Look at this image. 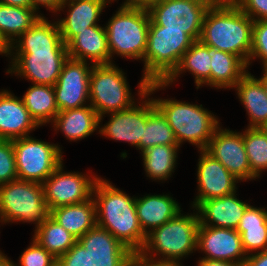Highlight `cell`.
I'll use <instances>...</instances> for the list:
<instances>
[{"label":"cell","instance_id":"ee69618b","mask_svg":"<svg viewBox=\"0 0 267 266\" xmlns=\"http://www.w3.org/2000/svg\"><path fill=\"white\" fill-rule=\"evenodd\" d=\"M243 266H267V251L251 253L245 259Z\"/></svg>","mask_w":267,"mask_h":266},{"label":"cell","instance_id":"d6986e66","mask_svg":"<svg viewBox=\"0 0 267 266\" xmlns=\"http://www.w3.org/2000/svg\"><path fill=\"white\" fill-rule=\"evenodd\" d=\"M110 2V0L64 1L59 12L68 4L67 17L57 21L62 41L67 45L80 32L91 26L99 25L97 24L99 17Z\"/></svg>","mask_w":267,"mask_h":266},{"label":"cell","instance_id":"bcb514c9","mask_svg":"<svg viewBox=\"0 0 267 266\" xmlns=\"http://www.w3.org/2000/svg\"><path fill=\"white\" fill-rule=\"evenodd\" d=\"M199 260L197 263V266H238L235 263L232 262H226V261H219V260H210V259H202Z\"/></svg>","mask_w":267,"mask_h":266},{"label":"cell","instance_id":"e0dca14e","mask_svg":"<svg viewBox=\"0 0 267 266\" xmlns=\"http://www.w3.org/2000/svg\"><path fill=\"white\" fill-rule=\"evenodd\" d=\"M197 165L198 195L193 201L195 209L211 198H219L237 192L238 179L206 150H200Z\"/></svg>","mask_w":267,"mask_h":266},{"label":"cell","instance_id":"6da1fadb","mask_svg":"<svg viewBox=\"0 0 267 266\" xmlns=\"http://www.w3.org/2000/svg\"><path fill=\"white\" fill-rule=\"evenodd\" d=\"M92 197L96 206L97 226L108 230L132 252H139L146 235L139 224L136 197H130L100 177L95 182Z\"/></svg>","mask_w":267,"mask_h":266},{"label":"cell","instance_id":"ab89813d","mask_svg":"<svg viewBox=\"0 0 267 266\" xmlns=\"http://www.w3.org/2000/svg\"><path fill=\"white\" fill-rule=\"evenodd\" d=\"M56 266H91L89 253L77 241L64 255L57 258Z\"/></svg>","mask_w":267,"mask_h":266},{"label":"cell","instance_id":"5bb4252c","mask_svg":"<svg viewBox=\"0 0 267 266\" xmlns=\"http://www.w3.org/2000/svg\"><path fill=\"white\" fill-rule=\"evenodd\" d=\"M68 58L53 86L59 111L84 107L89 101V80L93 65ZM88 100V101H87ZM86 103V104H85Z\"/></svg>","mask_w":267,"mask_h":266},{"label":"cell","instance_id":"f6af8a7d","mask_svg":"<svg viewBox=\"0 0 267 266\" xmlns=\"http://www.w3.org/2000/svg\"><path fill=\"white\" fill-rule=\"evenodd\" d=\"M160 0H126L123 5L129 7L149 9L152 5L156 4Z\"/></svg>","mask_w":267,"mask_h":266},{"label":"cell","instance_id":"277c9868","mask_svg":"<svg viewBox=\"0 0 267 266\" xmlns=\"http://www.w3.org/2000/svg\"><path fill=\"white\" fill-rule=\"evenodd\" d=\"M194 42L183 30L150 25L142 78L148 83L164 82L178 67L183 54Z\"/></svg>","mask_w":267,"mask_h":266},{"label":"cell","instance_id":"30bf717a","mask_svg":"<svg viewBox=\"0 0 267 266\" xmlns=\"http://www.w3.org/2000/svg\"><path fill=\"white\" fill-rule=\"evenodd\" d=\"M18 179L42 184L63 162L62 149L32 136L13 140Z\"/></svg>","mask_w":267,"mask_h":266},{"label":"cell","instance_id":"7dc6e473","mask_svg":"<svg viewBox=\"0 0 267 266\" xmlns=\"http://www.w3.org/2000/svg\"><path fill=\"white\" fill-rule=\"evenodd\" d=\"M0 3L7 4L10 6L33 8L31 4V0H0Z\"/></svg>","mask_w":267,"mask_h":266},{"label":"cell","instance_id":"816d5d0a","mask_svg":"<svg viewBox=\"0 0 267 266\" xmlns=\"http://www.w3.org/2000/svg\"><path fill=\"white\" fill-rule=\"evenodd\" d=\"M260 128L267 134V121Z\"/></svg>","mask_w":267,"mask_h":266},{"label":"cell","instance_id":"4316f807","mask_svg":"<svg viewBox=\"0 0 267 266\" xmlns=\"http://www.w3.org/2000/svg\"><path fill=\"white\" fill-rule=\"evenodd\" d=\"M50 216L77 240L97 225L93 197L85 202L55 208L50 211Z\"/></svg>","mask_w":267,"mask_h":266},{"label":"cell","instance_id":"52a82bcc","mask_svg":"<svg viewBox=\"0 0 267 266\" xmlns=\"http://www.w3.org/2000/svg\"><path fill=\"white\" fill-rule=\"evenodd\" d=\"M43 184L15 179L0 185V222L34 223L36 227L47 219Z\"/></svg>","mask_w":267,"mask_h":266},{"label":"cell","instance_id":"9c48e42d","mask_svg":"<svg viewBox=\"0 0 267 266\" xmlns=\"http://www.w3.org/2000/svg\"><path fill=\"white\" fill-rule=\"evenodd\" d=\"M138 95L142 102L135 103L128 109L109 113L110 120L103 127L99 126V134L112 140L125 141L140 150V139L143 138L147 118L149 117V107L154 103L149 95L157 89L166 88L164 82L148 83L144 78L138 85ZM145 100V101H144ZM141 103V104H140ZM140 104V105H139Z\"/></svg>","mask_w":267,"mask_h":266},{"label":"cell","instance_id":"d590c367","mask_svg":"<svg viewBox=\"0 0 267 266\" xmlns=\"http://www.w3.org/2000/svg\"><path fill=\"white\" fill-rule=\"evenodd\" d=\"M243 141L252 174L259 178L267 169V134L261 128L247 127Z\"/></svg>","mask_w":267,"mask_h":266},{"label":"cell","instance_id":"3957f363","mask_svg":"<svg viewBox=\"0 0 267 266\" xmlns=\"http://www.w3.org/2000/svg\"><path fill=\"white\" fill-rule=\"evenodd\" d=\"M199 225L198 212L186 215L179 212L167 223L147 234L143 248L139 252L149 259L180 265L179 261L182 258L197 250ZM157 255L163 258L156 259Z\"/></svg>","mask_w":267,"mask_h":266},{"label":"cell","instance_id":"9a60e30c","mask_svg":"<svg viewBox=\"0 0 267 266\" xmlns=\"http://www.w3.org/2000/svg\"><path fill=\"white\" fill-rule=\"evenodd\" d=\"M206 151L239 181L256 179L248 162L242 132L222 129L219 126L210 139Z\"/></svg>","mask_w":267,"mask_h":266},{"label":"cell","instance_id":"2e32d148","mask_svg":"<svg viewBox=\"0 0 267 266\" xmlns=\"http://www.w3.org/2000/svg\"><path fill=\"white\" fill-rule=\"evenodd\" d=\"M203 251L202 259L232 262L243 266L247 254L241 236L234 229L199 225L197 232V251Z\"/></svg>","mask_w":267,"mask_h":266},{"label":"cell","instance_id":"44dd1931","mask_svg":"<svg viewBox=\"0 0 267 266\" xmlns=\"http://www.w3.org/2000/svg\"><path fill=\"white\" fill-rule=\"evenodd\" d=\"M236 192L203 201L198 211L200 225L236 230L250 204L239 200Z\"/></svg>","mask_w":267,"mask_h":266},{"label":"cell","instance_id":"f546056e","mask_svg":"<svg viewBox=\"0 0 267 266\" xmlns=\"http://www.w3.org/2000/svg\"><path fill=\"white\" fill-rule=\"evenodd\" d=\"M211 56L208 54V45L200 40L195 41L192 46L183 54L178 67L164 81L166 86L171 85L186 70L194 75L197 89L206 84L211 87ZM179 75V76H178ZM176 78V79H175Z\"/></svg>","mask_w":267,"mask_h":266},{"label":"cell","instance_id":"5b68a950","mask_svg":"<svg viewBox=\"0 0 267 266\" xmlns=\"http://www.w3.org/2000/svg\"><path fill=\"white\" fill-rule=\"evenodd\" d=\"M173 130L178 145L188 141L199 150H206L215 130L220 126L219 120L202 104H190L173 99H154Z\"/></svg>","mask_w":267,"mask_h":266},{"label":"cell","instance_id":"74e56055","mask_svg":"<svg viewBox=\"0 0 267 266\" xmlns=\"http://www.w3.org/2000/svg\"><path fill=\"white\" fill-rule=\"evenodd\" d=\"M260 59L264 68H267V19L254 21L252 34V48L250 51L247 68L250 61Z\"/></svg>","mask_w":267,"mask_h":266},{"label":"cell","instance_id":"f907efd6","mask_svg":"<svg viewBox=\"0 0 267 266\" xmlns=\"http://www.w3.org/2000/svg\"><path fill=\"white\" fill-rule=\"evenodd\" d=\"M265 90V93L267 94V68L263 67V76L258 79Z\"/></svg>","mask_w":267,"mask_h":266},{"label":"cell","instance_id":"b9f144b4","mask_svg":"<svg viewBox=\"0 0 267 266\" xmlns=\"http://www.w3.org/2000/svg\"><path fill=\"white\" fill-rule=\"evenodd\" d=\"M125 266H183V265L149 259L144 255H142L140 252H133L128 258Z\"/></svg>","mask_w":267,"mask_h":266},{"label":"cell","instance_id":"f35d334b","mask_svg":"<svg viewBox=\"0 0 267 266\" xmlns=\"http://www.w3.org/2000/svg\"><path fill=\"white\" fill-rule=\"evenodd\" d=\"M17 178L13 140H0V185Z\"/></svg>","mask_w":267,"mask_h":266},{"label":"cell","instance_id":"ba28073f","mask_svg":"<svg viewBox=\"0 0 267 266\" xmlns=\"http://www.w3.org/2000/svg\"><path fill=\"white\" fill-rule=\"evenodd\" d=\"M124 72L114 63L93 65L89 80V101L99 116L130 108L134 103Z\"/></svg>","mask_w":267,"mask_h":266},{"label":"cell","instance_id":"d4e9b609","mask_svg":"<svg viewBox=\"0 0 267 266\" xmlns=\"http://www.w3.org/2000/svg\"><path fill=\"white\" fill-rule=\"evenodd\" d=\"M14 41L10 45V50L67 49L62 41L58 23L49 22L42 14Z\"/></svg>","mask_w":267,"mask_h":266},{"label":"cell","instance_id":"4fadbf2b","mask_svg":"<svg viewBox=\"0 0 267 266\" xmlns=\"http://www.w3.org/2000/svg\"><path fill=\"white\" fill-rule=\"evenodd\" d=\"M79 172H63V163L42 183L49 212L61 206L85 202L92 197L99 177ZM92 178V179H91Z\"/></svg>","mask_w":267,"mask_h":266},{"label":"cell","instance_id":"8fae6325","mask_svg":"<svg viewBox=\"0 0 267 266\" xmlns=\"http://www.w3.org/2000/svg\"><path fill=\"white\" fill-rule=\"evenodd\" d=\"M216 0H160L149 9L150 25L183 30L199 41L206 12Z\"/></svg>","mask_w":267,"mask_h":266},{"label":"cell","instance_id":"c3c4849f","mask_svg":"<svg viewBox=\"0 0 267 266\" xmlns=\"http://www.w3.org/2000/svg\"><path fill=\"white\" fill-rule=\"evenodd\" d=\"M4 54L6 57L10 54V44L4 39L0 33V55Z\"/></svg>","mask_w":267,"mask_h":266},{"label":"cell","instance_id":"7a4b0ae2","mask_svg":"<svg viewBox=\"0 0 267 266\" xmlns=\"http://www.w3.org/2000/svg\"><path fill=\"white\" fill-rule=\"evenodd\" d=\"M253 25L254 20L232 0H216L204 17L200 41L238 56L247 65Z\"/></svg>","mask_w":267,"mask_h":266},{"label":"cell","instance_id":"484cf974","mask_svg":"<svg viewBox=\"0 0 267 266\" xmlns=\"http://www.w3.org/2000/svg\"><path fill=\"white\" fill-rule=\"evenodd\" d=\"M248 113L249 128H260L267 121V94L262 83L247 72L233 87Z\"/></svg>","mask_w":267,"mask_h":266},{"label":"cell","instance_id":"f1b7e54d","mask_svg":"<svg viewBox=\"0 0 267 266\" xmlns=\"http://www.w3.org/2000/svg\"><path fill=\"white\" fill-rule=\"evenodd\" d=\"M247 256L267 251V210L249 205L237 227Z\"/></svg>","mask_w":267,"mask_h":266},{"label":"cell","instance_id":"836d02e7","mask_svg":"<svg viewBox=\"0 0 267 266\" xmlns=\"http://www.w3.org/2000/svg\"><path fill=\"white\" fill-rule=\"evenodd\" d=\"M34 232L33 238L55 258L64 255L78 241L50 215Z\"/></svg>","mask_w":267,"mask_h":266},{"label":"cell","instance_id":"1f68e13d","mask_svg":"<svg viewBox=\"0 0 267 266\" xmlns=\"http://www.w3.org/2000/svg\"><path fill=\"white\" fill-rule=\"evenodd\" d=\"M179 145H156L144 150L143 166L147 177L153 180H167L176 167Z\"/></svg>","mask_w":267,"mask_h":266},{"label":"cell","instance_id":"e575fe53","mask_svg":"<svg viewBox=\"0 0 267 266\" xmlns=\"http://www.w3.org/2000/svg\"><path fill=\"white\" fill-rule=\"evenodd\" d=\"M156 145H178V142L167 119L153 103L149 107L143 138L140 139V151L142 153Z\"/></svg>","mask_w":267,"mask_h":266},{"label":"cell","instance_id":"83f0119b","mask_svg":"<svg viewBox=\"0 0 267 266\" xmlns=\"http://www.w3.org/2000/svg\"><path fill=\"white\" fill-rule=\"evenodd\" d=\"M211 56V87L233 88L248 72L247 65L236 55L208 46Z\"/></svg>","mask_w":267,"mask_h":266},{"label":"cell","instance_id":"603a6c76","mask_svg":"<svg viewBox=\"0 0 267 266\" xmlns=\"http://www.w3.org/2000/svg\"><path fill=\"white\" fill-rule=\"evenodd\" d=\"M181 207L169 194L136 197V212L145 235L174 218Z\"/></svg>","mask_w":267,"mask_h":266},{"label":"cell","instance_id":"4dcf8cb0","mask_svg":"<svg viewBox=\"0 0 267 266\" xmlns=\"http://www.w3.org/2000/svg\"><path fill=\"white\" fill-rule=\"evenodd\" d=\"M22 101L39 126L52 123L59 112L54 88L50 85L33 84L25 92Z\"/></svg>","mask_w":267,"mask_h":266},{"label":"cell","instance_id":"60d3db41","mask_svg":"<svg viewBox=\"0 0 267 266\" xmlns=\"http://www.w3.org/2000/svg\"><path fill=\"white\" fill-rule=\"evenodd\" d=\"M254 21L267 19V0H232Z\"/></svg>","mask_w":267,"mask_h":266},{"label":"cell","instance_id":"cb8c5ba5","mask_svg":"<svg viewBox=\"0 0 267 266\" xmlns=\"http://www.w3.org/2000/svg\"><path fill=\"white\" fill-rule=\"evenodd\" d=\"M52 124L70 141H78L99 128V116L89 104L84 107L59 111Z\"/></svg>","mask_w":267,"mask_h":266},{"label":"cell","instance_id":"7402d4cb","mask_svg":"<svg viewBox=\"0 0 267 266\" xmlns=\"http://www.w3.org/2000/svg\"><path fill=\"white\" fill-rule=\"evenodd\" d=\"M69 58L88 62L91 65L113 64L108 47L105 27L91 26L77 34L67 45Z\"/></svg>","mask_w":267,"mask_h":266},{"label":"cell","instance_id":"ac0fdd59","mask_svg":"<svg viewBox=\"0 0 267 266\" xmlns=\"http://www.w3.org/2000/svg\"><path fill=\"white\" fill-rule=\"evenodd\" d=\"M78 241L89 253L91 266H125L133 253L108 230L97 225Z\"/></svg>","mask_w":267,"mask_h":266},{"label":"cell","instance_id":"8d00e7d4","mask_svg":"<svg viewBox=\"0 0 267 266\" xmlns=\"http://www.w3.org/2000/svg\"><path fill=\"white\" fill-rule=\"evenodd\" d=\"M56 260L51 253L43 248L34 238L19 258V266H56ZM14 266H18L14 263Z\"/></svg>","mask_w":267,"mask_h":266},{"label":"cell","instance_id":"ffe728a7","mask_svg":"<svg viewBox=\"0 0 267 266\" xmlns=\"http://www.w3.org/2000/svg\"><path fill=\"white\" fill-rule=\"evenodd\" d=\"M39 125L32 118L22 98L8 90L0 91V140H14L30 135Z\"/></svg>","mask_w":267,"mask_h":266},{"label":"cell","instance_id":"7c38bea8","mask_svg":"<svg viewBox=\"0 0 267 266\" xmlns=\"http://www.w3.org/2000/svg\"><path fill=\"white\" fill-rule=\"evenodd\" d=\"M9 56H13L10 58L12 65L6 73L22 76L33 84L50 86L56 84L69 58L67 49L10 50Z\"/></svg>","mask_w":267,"mask_h":266},{"label":"cell","instance_id":"d6a6232c","mask_svg":"<svg viewBox=\"0 0 267 266\" xmlns=\"http://www.w3.org/2000/svg\"><path fill=\"white\" fill-rule=\"evenodd\" d=\"M34 8L10 6L0 3V33L11 45L41 16Z\"/></svg>","mask_w":267,"mask_h":266},{"label":"cell","instance_id":"7bdbcfd3","mask_svg":"<svg viewBox=\"0 0 267 266\" xmlns=\"http://www.w3.org/2000/svg\"><path fill=\"white\" fill-rule=\"evenodd\" d=\"M64 0H31L32 7L38 12L39 6H45L47 10L57 13Z\"/></svg>","mask_w":267,"mask_h":266},{"label":"cell","instance_id":"681fc988","mask_svg":"<svg viewBox=\"0 0 267 266\" xmlns=\"http://www.w3.org/2000/svg\"><path fill=\"white\" fill-rule=\"evenodd\" d=\"M0 266H14V262L12 260H9L5 254L2 253L0 250Z\"/></svg>","mask_w":267,"mask_h":266},{"label":"cell","instance_id":"8992f818","mask_svg":"<svg viewBox=\"0 0 267 266\" xmlns=\"http://www.w3.org/2000/svg\"><path fill=\"white\" fill-rule=\"evenodd\" d=\"M105 26L108 47L113 54L142 60L150 26L148 9L121 5Z\"/></svg>","mask_w":267,"mask_h":266}]
</instances>
